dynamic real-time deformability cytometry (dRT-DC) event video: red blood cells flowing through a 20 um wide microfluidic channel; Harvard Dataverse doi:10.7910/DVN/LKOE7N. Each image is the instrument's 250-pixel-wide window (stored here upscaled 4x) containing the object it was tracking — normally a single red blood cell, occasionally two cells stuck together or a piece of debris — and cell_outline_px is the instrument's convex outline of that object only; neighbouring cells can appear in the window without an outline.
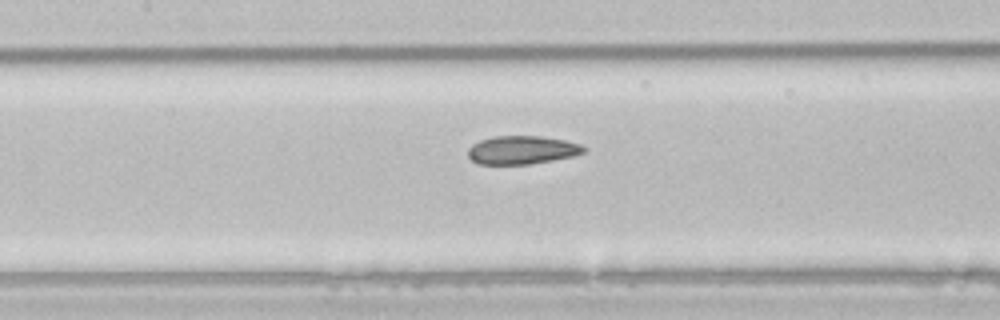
{"species": "common noctule bat (a hibernating species)", "species_latin": "Nyctalus noctula", "temperature_condition": "room temperature", "stored_images_in_passage": 7, "camera_frame_rate_fps": 3000, "um_per_image_px": 0.085, "animal": {"sex": "male", "body_mass_g": 21.5, "forearm_length_mm": 52.0}, "frame": {"image": 1, "passage_image": 7, "time_ms": 9.667, "image_size_px": [1000, 320], "cell_outline_px": [[588, 148], [584, 152], [572, 156], [532, 164], [480, 164], [472, 160], [468, 156], [468, 148], [472, 144], [480, 140], [496, 136], [540, 136], [564, 140], [580, 144]], "centroid_in_image_um": [44.37, 12.75], "position_along_channel_um": 163.0, "area_um2": 19.07}}